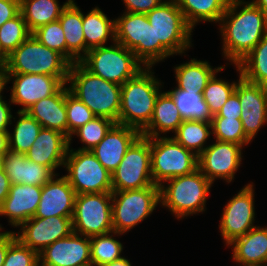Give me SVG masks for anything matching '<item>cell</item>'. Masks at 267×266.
<instances>
[{
  "mask_svg": "<svg viewBox=\"0 0 267 266\" xmlns=\"http://www.w3.org/2000/svg\"><path fill=\"white\" fill-rule=\"evenodd\" d=\"M242 4L246 5L235 12ZM220 24L224 56L235 65L267 34V14L253 2L230 0Z\"/></svg>",
  "mask_w": 267,
  "mask_h": 266,
  "instance_id": "6da1fadb",
  "label": "cell"
},
{
  "mask_svg": "<svg viewBox=\"0 0 267 266\" xmlns=\"http://www.w3.org/2000/svg\"><path fill=\"white\" fill-rule=\"evenodd\" d=\"M69 91L82 101L96 117H104L118 123L121 85L92 74L80 62L71 64Z\"/></svg>",
  "mask_w": 267,
  "mask_h": 266,
  "instance_id": "7a4b0ae2",
  "label": "cell"
},
{
  "mask_svg": "<svg viewBox=\"0 0 267 266\" xmlns=\"http://www.w3.org/2000/svg\"><path fill=\"white\" fill-rule=\"evenodd\" d=\"M145 67L135 77L121 85L118 124L133 127L140 132L149 124L159 92L160 82Z\"/></svg>",
  "mask_w": 267,
  "mask_h": 266,
  "instance_id": "3957f363",
  "label": "cell"
},
{
  "mask_svg": "<svg viewBox=\"0 0 267 266\" xmlns=\"http://www.w3.org/2000/svg\"><path fill=\"white\" fill-rule=\"evenodd\" d=\"M71 63L32 34L6 57L2 74H41L68 77Z\"/></svg>",
  "mask_w": 267,
  "mask_h": 266,
  "instance_id": "277c9868",
  "label": "cell"
},
{
  "mask_svg": "<svg viewBox=\"0 0 267 266\" xmlns=\"http://www.w3.org/2000/svg\"><path fill=\"white\" fill-rule=\"evenodd\" d=\"M115 41L131 50L144 67H151L172 55L161 43H155L154 28L146 14L125 12L115 20Z\"/></svg>",
  "mask_w": 267,
  "mask_h": 266,
  "instance_id": "5b68a950",
  "label": "cell"
},
{
  "mask_svg": "<svg viewBox=\"0 0 267 266\" xmlns=\"http://www.w3.org/2000/svg\"><path fill=\"white\" fill-rule=\"evenodd\" d=\"M170 184L160 186V202L179 219L205 211V203L212 183L199 170L171 178Z\"/></svg>",
  "mask_w": 267,
  "mask_h": 266,
  "instance_id": "8992f818",
  "label": "cell"
},
{
  "mask_svg": "<svg viewBox=\"0 0 267 266\" xmlns=\"http://www.w3.org/2000/svg\"><path fill=\"white\" fill-rule=\"evenodd\" d=\"M92 74L123 85L144 68L131 50L120 43L93 48L79 61Z\"/></svg>",
  "mask_w": 267,
  "mask_h": 266,
  "instance_id": "52a82bcc",
  "label": "cell"
},
{
  "mask_svg": "<svg viewBox=\"0 0 267 266\" xmlns=\"http://www.w3.org/2000/svg\"><path fill=\"white\" fill-rule=\"evenodd\" d=\"M160 202V186L112 191L114 234H123L147 218Z\"/></svg>",
  "mask_w": 267,
  "mask_h": 266,
  "instance_id": "ba28073f",
  "label": "cell"
},
{
  "mask_svg": "<svg viewBox=\"0 0 267 266\" xmlns=\"http://www.w3.org/2000/svg\"><path fill=\"white\" fill-rule=\"evenodd\" d=\"M198 169V156L172 137L151 138V173L155 185Z\"/></svg>",
  "mask_w": 267,
  "mask_h": 266,
  "instance_id": "9c48e42d",
  "label": "cell"
},
{
  "mask_svg": "<svg viewBox=\"0 0 267 266\" xmlns=\"http://www.w3.org/2000/svg\"><path fill=\"white\" fill-rule=\"evenodd\" d=\"M146 17L154 28L155 43H161L172 55L184 53L191 46L193 28L186 22L176 0H163Z\"/></svg>",
  "mask_w": 267,
  "mask_h": 266,
  "instance_id": "30bf717a",
  "label": "cell"
},
{
  "mask_svg": "<svg viewBox=\"0 0 267 266\" xmlns=\"http://www.w3.org/2000/svg\"><path fill=\"white\" fill-rule=\"evenodd\" d=\"M64 166L68 171L65 177L76 195L112 192L111 173L90 150L68 148Z\"/></svg>",
  "mask_w": 267,
  "mask_h": 266,
  "instance_id": "8fae6325",
  "label": "cell"
},
{
  "mask_svg": "<svg viewBox=\"0 0 267 266\" xmlns=\"http://www.w3.org/2000/svg\"><path fill=\"white\" fill-rule=\"evenodd\" d=\"M110 201L112 192L76 195L72 215L73 232L88 237L114 233Z\"/></svg>",
  "mask_w": 267,
  "mask_h": 266,
  "instance_id": "7c38bea8",
  "label": "cell"
},
{
  "mask_svg": "<svg viewBox=\"0 0 267 266\" xmlns=\"http://www.w3.org/2000/svg\"><path fill=\"white\" fill-rule=\"evenodd\" d=\"M112 176V191L155 185L151 173V138L140 136L127 150Z\"/></svg>",
  "mask_w": 267,
  "mask_h": 266,
  "instance_id": "4fadbf2b",
  "label": "cell"
},
{
  "mask_svg": "<svg viewBox=\"0 0 267 266\" xmlns=\"http://www.w3.org/2000/svg\"><path fill=\"white\" fill-rule=\"evenodd\" d=\"M4 85L13 80L11 103L22 105L18 111H26L37 101L54 95L64 84L68 77H55L41 74H2Z\"/></svg>",
  "mask_w": 267,
  "mask_h": 266,
  "instance_id": "5bb4252c",
  "label": "cell"
},
{
  "mask_svg": "<svg viewBox=\"0 0 267 266\" xmlns=\"http://www.w3.org/2000/svg\"><path fill=\"white\" fill-rule=\"evenodd\" d=\"M253 197V185L248 184L226 204L219 228L227 245L256 227Z\"/></svg>",
  "mask_w": 267,
  "mask_h": 266,
  "instance_id": "9a60e30c",
  "label": "cell"
},
{
  "mask_svg": "<svg viewBox=\"0 0 267 266\" xmlns=\"http://www.w3.org/2000/svg\"><path fill=\"white\" fill-rule=\"evenodd\" d=\"M20 226L22 232L15 233L16 238L38 254L48 245L73 233L72 218L51 216L32 217Z\"/></svg>",
  "mask_w": 267,
  "mask_h": 266,
  "instance_id": "2e32d148",
  "label": "cell"
},
{
  "mask_svg": "<svg viewBox=\"0 0 267 266\" xmlns=\"http://www.w3.org/2000/svg\"><path fill=\"white\" fill-rule=\"evenodd\" d=\"M236 66L240 72L235 88L241 103L240 120L245 135L252 140L267 122V87L245 80L239 66Z\"/></svg>",
  "mask_w": 267,
  "mask_h": 266,
  "instance_id": "e0dca14e",
  "label": "cell"
},
{
  "mask_svg": "<svg viewBox=\"0 0 267 266\" xmlns=\"http://www.w3.org/2000/svg\"><path fill=\"white\" fill-rule=\"evenodd\" d=\"M242 146L216 140L198 156V169L213 183L216 178L231 182L241 164Z\"/></svg>",
  "mask_w": 267,
  "mask_h": 266,
  "instance_id": "ac0fdd59",
  "label": "cell"
},
{
  "mask_svg": "<svg viewBox=\"0 0 267 266\" xmlns=\"http://www.w3.org/2000/svg\"><path fill=\"white\" fill-rule=\"evenodd\" d=\"M73 232L39 253V266H92L90 237Z\"/></svg>",
  "mask_w": 267,
  "mask_h": 266,
  "instance_id": "d6986e66",
  "label": "cell"
},
{
  "mask_svg": "<svg viewBox=\"0 0 267 266\" xmlns=\"http://www.w3.org/2000/svg\"><path fill=\"white\" fill-rule=\"evenodd\" d=\"M140 136L141 132L139 130L115 123L101 142L90 151L112 174L127 150Z\"/></svg>",
  "mask_w": 267,
  "mask_h": 266,
  "instance_id": "ffe728a7",
  "label": "cell"
},
{
  "mask_svg": "<svg viewBox=\"0 0 267 266\" xmlns=\"http://www.w3.org/2000/svg\"><path fill=\"white\" fill-rule=\"evenodd\" d=\"M54 178L42 186L38 209L34 217L72 218L76 193L65 176L55 180Z\"/></svg>",
  "mask_w": 267,
  "mask_h": 266,
  "instance_id": "44dd1931",
  "label": "cell"
},
{
  "mask_svg": "<svg viewBox=\"0 0 267 266\" xmlns=\"http://www.w3.org/2000/svg\"><path fill=\"white\" fill-rule=\"evenodd\" d=\"M41 192L42 186L12 184L8 196L0 205V215L8 216L13 226H20L35 216Z\"/></svg>",
  "mask_w": 267,
  "mask_h": 266,
  "instance_id": "7402d4cb",
  "label": "cell"
},
{
  "mask_svg": "<svg viewBox=\"0 0 267 266\" xmlns=\"http://www.w3.org/2000/svg\"><path fill=\"white\" fill-rule=\"evenodd\" d=\"M68 148L69 139L64 134L42 128L26 156L30 161L54 171L65 164Z\"/></svg>",
  "mask_w": 267,
  "mask_h": 266,
  "instance_id": "603a6c76",
  "label": "cell"
},
{
  "mask_svg": "<svg viewBox=\"0 0 267 266\" xmlns=\"http://www.w3.org/2000/svg\"><path fill=\"white\" fill-rule=\"evenodd\" d=\"M3 169L12 184L43 186L55 172L46 166L30 161L26 154L8 151L4 156Z\"/></svg>",
  "mask_w": 267,
  "mask_h": 266,
  "instance_id": "cb8c5ba5",
  "label": "cell"
},
{
  "mask_svg": "<svg viewBox=\"0 0 267 266\" xmlns=\"http://www.w3.org/2000/svg\"><path fill=\"white\" fill-rule=\"evenodd\" d=\"M65 85L54 95L31 105L26 112L36 119L42 128L58 131L68 138Z\"/></svg>",
  "mask_w": 267,
  "mask_h": 266,
  "instance_id": "d4e9b609",
  "label": "cell"
},
{
  "mask_svg": "<svg viewBox=\"0 0 267 266\" xmlns=\"http://www.w3.org/2000/svg\"><path fill=\"white\" fill-rule=\"evenodd\" d=\"M58 20L66 39V59L71 64L79 62L86 55V42L82 25L83 13L71 0L62 10Z\"/></svg>",
  "mask_w": 267,
  "mask_h": 266,
  "instance_id": "484cf974",
  "label": "cell"
},
{
  "mask_svg": "<svg viewBox=\"0 0 267 266\" xmlns=\"http://www.w3.org/2000/svg\"><path fill=\"white\" fill-rule=\"evenodd\" d=\"M233 259L241 264H267V228L254 227L233 240Z\"/></svg>",
  "mask_w": 267,
  "mask_h": 266,
  "instance_id": "4316f807",
  "label": "cell"
},
{
  "mask_svg": "<svg viewBox=\"0 0 267 266\" xmlns=\"http://www.w3.org/2000/svg\"><path fill=\"white\" fill-rule=\"evenodd\" d=\"M183 120L172 96L168 92L160 93L154 106L152 118L141 131V136L153 138L158 137L160 132L167 133L171 130L176 132Z\"/></svg>",
  "mask_w": 267,
  "mask_h": 266,
  "instance_id": "83f0119b",
  "label": "cell"
},
{
  "mask_svg": "<svg viewBox=\"0 0 267 266\" xmlns=\"http://www.w3.org/2000/svg\"><path fill=\"white\" fill-rule=\"evenodd\" d=\"M70 1L60 7L57 0H20V13L32 33L41 26L57 21Z\"/></svg>",
  "mask_w": 267,
  "mask_h": 266,
  "instance_id": "f1b7e54d",
  "label": "cell"
},
{
  "mask_svg": "<svg viewBox=\"0 0 267 266\" xmlns=\"http://www.w3.org/2000/svg\"><path fill=\"white\" fill-rule=\"evenodd\" d=\"M224 68L220 66L217 69H212L208 62L192 59L188 63L175 67V75L178 82L176 88L203 93L212 76Z\"/></svg>",
  "mask_w": 267,
  "mask_h": 266,
  "instance_id": "f546056e",
  "label": "cell"
},
{
  "mask_svg": "<svg viewBox=\"0 0 267 266\" xmlns=\"http://www.w3.org/2000/svg\"><path fill=\"white\" fill-rule=\"evenodd\" d=\"M82 25L86 54L93 48L104 46L109 35L115 42V20H109L98 7H95L85 16L83 14Z\"/></svg>",
  "mask_w": 267,
  "mask_h": 266,
  "instance_id": "4dcf8cb0",
  "label": "cell"
},
{
  "mask_svg": "<svg viewBox=\"0 0 267 266\" xmlns=\"http://www.w3.org/2000/svg\"><path fill=\"white\" fill-rule=\"evenodd\" d=\"M230 0H176L186 22L194 28L198 21L219 22Z\"/></svg>",
  "mask_w": 267,
  "mask_h": 266,
  "instance_id": "1f68e13d",
  "label": "cell"
},
{
  "mask_svg": "<svg viewBox=\"0 0 267 266\" xmlns=\"http://www.w3.org/2000/svg\"><path fill=\"white\" fill-rule=\"evenodd\" d=\"M167 92L174 99L176 108L184 120L212 121L213 115L205 103L202 93L177 88Z\"/></svg>",
  "mask_w": 267,
  "mask_h": 266,
  "instance_id": "d6a6232c",
  "label": "cell"
},
{
  "mask_svg": "<svg viewBox=\"0 0 267 266\" xmlns=\"http://www.w3.org/2000/svg\"><path fill=\"white\" fill-rule=\"evenodd\" d=\"M237 65L245 80L267 87V34Z\"/></svg>",
  "mask_w": 267,
  "mask_h": 266,
  "instance_id": "836d02e7",
  "label": "cell"
},
{
  "mask_svg": "<svg viewBox=\"0 0 267 266\" xmlns=\"http://www.w3.org/2000/svg\"><path fill=\"white\" fill-rule=\"evenodd\" d=\"M17 113L19 120L14 127L13 136L8 132L9 151L26 154L38 137L42 126L26 111Z\"/></svg>",
  "mask_w": 267,
  "mask_h": 266,
  "instance_id": "e575fe53",
  "label": "cell"
},
{
  "mask_svg": "<svg viewBox=\"0 0 267 266\" xmlns=\"http://www.w3.org/2000/svg\"><path fill=\"white\" fill-rule=\"evenodd\" d=\"M209 128H212L211 122L183 120L173 139L199 156L206 148L203 145L211 134Z\"/></svg>",
  "mask_w": 267,
  "mask_h": 266,
  "instance_id": "d590c367",
  "label": "cell"
},
{
  "mask_svg": "<svg viewBox=\"0 0 267 266\" xmlns=\"http://www.w3.org/2000/svg\"><path fill=\"white\" fill-rule=\"evenodd\" d=\"M123 245L109 233L90 237V253L92 266H105L122 258Z\"/></svg>",
  "mask_w": 267,
  "mask_h": 266,
  "instance_id": "8d00e7d4",
  "label": "cell"
},
{
  "mask_svg": "<svg viewBox=\"0 0 267 266\" xmlns=\"http://www.w3.org/2000/svg\"><path fill=\"white\" fill-rule=\"evenodd\" d=\"M32 33L19 13L0 27V53L6 58Z\"/></svg>",
  "mask_w": 267,
  "mask_h": 266,
  "instance_id": "74e56055",
  "label": "cell"
},
{
  "mask_svg": "<svg viewBox=\"0 0 267 266\" xmlns=\"http://www.w3.org/2000/svg\"><path fill=\"white\" fill-rule=\"evenodd\" d=\"M211 130L216 140L243 146L251 140L245 135L240 119L212 117Z\"/></svg>",
  "mask_w": 267,
  "mask_h": 266,
  "instance_id": "f35d334b",
  "label": "cell"
},
{
  "mask_svg": "<svg viewBox=\"0 0 267 266\" xmlns=\"http://www.w3.org/2000/svg\"><path fill=\"white\" fill-rule=\"evenodd\" d=\"M236 85V82L229 84L221 79H217L216 74L208 81L202 96L213 116L217 115L230 95L235 91Z\"/></svg>",
  "mask_w": 267,
  "mask_h": 266,
  "instance_id": "ab89813d",
  "label": "cell"
},
{
  "mask_svg": "<svg viewBox=\"0 0 267 266\" xmlns=\"http://www.w3.org/2000/svg\"><path fill=\"white\" fill-rule=\"evenodd\" d=\"M115 124L114 121L104 118L95 117L85 125L79 127L72 133L80 137L81 142L85 144L79 150H92L105 137L111 127Z\"/></svg>",
  "mask_w": 267,
  "mask_h": 266,
  "instance_id": "60d3db41",
  "label": "cell"
},
{
  "mask_svg": "<svg viewBox=\"0 0 267 266\" xmlns=\"http://www.w3.org/2000/svg\"><path fill=\"white\" fill-rule=\"evenodd\" d=\"M66 112L70 146L72 133L96 116L82 101H80L69 91L68 87L66 88Z\"/></svg>",
  "mask_w": 267,
  "mask_h": 266,
  "instance_id": "b9f144b4",
  "label": "cell"
},
{
  "mask_svg": "<svg viewBox=\"0 0 267 266\" xmlns=\"http://www.w3.org/2000/svg\"><path fill=\"white\" fill-rule=\"evenodd\" d=\"M43 45L53 49L66 58V39L60 21L50 22L32 32Z\"/></svg>",
  "mask_w": 267,
  "mask_h": 266,
  "instance_id": "7bdbcfd3",
  "label": "cell"
},
{
  "mask_svg": "<svg viewBox=\"0 0 267 266\" xmlns=\"http://www.w3.org/2000/svg\"><path fill=\"white\" fill-rule=\"evenodd\" d=\"M39 254L17 238L9 245L3 266H39Z\"/></svg>",
  "mask_w": 267,
  "mask_h": 266,
  "instance_id": "ee69618b",
  "label": "cell"
},
{
  "mask_svg": "<svg viewBox=\"0 0 267 266\" xmlns=\"http://www.w3.org/2000/svg\"><path fill=\"white\" fill-rule=\"evenodd\" d=\"M241 103L238 94L234 91L227 99L226 103L221 107L217 115L213 117H226L240 119Z\"/></svg>",
  "mask_w": 267,
  "mask_h": 266,
  "instance_id": "f6af8a7d",
  "label": "cell"
},
{
  "mask_svg": "<svg viewBox=\"0 0 267 266\" xmlns=\"http://www.w3.org/2000/svg\"><path fill=\"white\" fill-rule=\"evenodd\" d=\"M127 12L147 14L153 8L160 6L163 2L162 0H123Z\"/></svg>",
  "mask_w": 267,
  "mask_h": 266,
  "instance_id": "bcb514c9",
  "label": "cell"
},
{
  "mask_svg": "<svg viewBox=\"0 0 267 266\" xmlns=\"http://www.w3.org/2000/svg\"><path fill=\"white\" fill-rule=\"evenodd\" d=\"M20 13V0H0V27Z\"/></svg>",
  "mask_w": 267,
  "mask_h": 266,
  "instance_id": "7dc6e473",
  "label": "cell"
},
{
  "mask_svg": "<svg viewBox=\"0 0 267 266\" xmlns=\"http://www.w3.org/2000/svg\"><path fill=\"white\" fill-rule=\"evenodd\" d=\"M0 91V131H8L7 127L9 124H11V109L10 106L8 107V104L3 100L2 95Z\"/></svg>",
  "mask_w": 267,
  "mask_h": 266,
  "instance_id": "c3c4849f",
  "label": "cell"
},
{
  "mask_svg": "<svg viewBox=\"0 0 267 266\" xmlns=\"http://www.w3.org/2000/svg\"><path fill=\"white\" fill-rule=\"evenodd\" d=\"M16 239L14 232L0 233V266H3L7 249L9 245Z\"/></svg>",
  "mask_w": 267,
  "mask_h": 266,
  "instance_id": "681fc988",
  "label": "cell"
},
{
  "mask_svg": "<svg viewBox=\"0 0 267 266\" xmlns=\"http://www.w3.org/2000/svg\"><path fill=\"white\" fill-rule=\"evenodd\" d=\"M11 183L3 168L0 169V205L8 196Z\"/></svg>",
  "mask_w": 267,
  "mask_h": 266,
  "instance_id": "f907efd6",
  "label": "cell"
},
{
  "mask_svg": "<svg viewBox=\"0 0 267 266\" xmlns=\"http://www.w3.org/2000/svg\"><path fill=\"white\" fill-rule=\"evenodd\" d=\"M9 131H0V153H7L9 151Z\"/></svg>",
  "mask_w": 267,
  "mask_h": 266,
  "instance_id": "816d5d0a",
  "label": "cell"
},
{
  "mask_svg": "<svg viewBox=\"0 0 267 266\" xmlns=\"http://www.w3.org/2000/svg\"><path fill=\"white\" fill-rule=\"evenodd\" d=\"M105 266H131L129 260H127L125 257L120 258L119 260H115L113 262H110L109 264Z\"/></svg>",
  "mask_w": 267,
  "mask_h": 266,
  "instance_id": "f5cc1de1",
  "label": "cell"
},
{
  "mask_svg": "<svg viewBox=\"0 0 267 266\" xmlns=\"http://www.w3.org/2000/svg\"><path fill=\"white\" fill-rule=\"evenodd\" d=\"M258 8L267 14V0H253L252 1Z\"/></svg>",
  "mask_w": 267,
  "mask_h": 266,
  "instance_id": "db71d44e",
  "label": "cell"
},
{
  "mask_svg": "<svg viewBox=\"0 0 267 266\" xmlns=\"http://www.w3.org/2000/svg\"><path fill=\"white\" fill-rule=\"evenodd\" d=\"M6 58L0 53V70L3 68Z\"/></svg>",
  "mask_w": 267,
  "mask_h": 266,
  "instance_id": "11a10c76",
  "label": "cell"
},
{
  "mask_svg": "<svg viewBox=\"0 0 267 266\" xmlns=\"http://www.w3.org/2000/svg\"><path fill=\"white\" fill-rule=\"evenodd\" d=\"M4 80H3V76L2 73L0 71V91H2L4 89Z\"/></svg>",
  "mask_w": 267,
  "mask_h": 266,
  "instance_id": "9f6ffc18",
  "label": "cell"
},
{
  "mask_svg": "<svg viewBox=\"0 0 267 266\" xmlns=\"http://www.w3.org/2000/svg\"><path fill=\"white\" fill-rule=\"evenodd\" d=\"M5 154L6 153H0V169L3 168Z\"/></svg>",
  "mask_w": 267,
  "mask_h": 266,
  "instance_id": "6f0895ef",
  "label": "cell"
},
{
  "mask_svg": "<svg viewBox=\"0 0 267 266\" xmlns=\"http://www.w3.org/2000/svg\"><path fill=\"white\" fill-rule=\"evenodd\" d=\"M243 266H266V265H263V264H241Z\"/></svg>",
  "mask_w": 267,
  "mask_h": 266,
  "instance_id": "680465c9",
  "label": "cell"
}]
</instances>
